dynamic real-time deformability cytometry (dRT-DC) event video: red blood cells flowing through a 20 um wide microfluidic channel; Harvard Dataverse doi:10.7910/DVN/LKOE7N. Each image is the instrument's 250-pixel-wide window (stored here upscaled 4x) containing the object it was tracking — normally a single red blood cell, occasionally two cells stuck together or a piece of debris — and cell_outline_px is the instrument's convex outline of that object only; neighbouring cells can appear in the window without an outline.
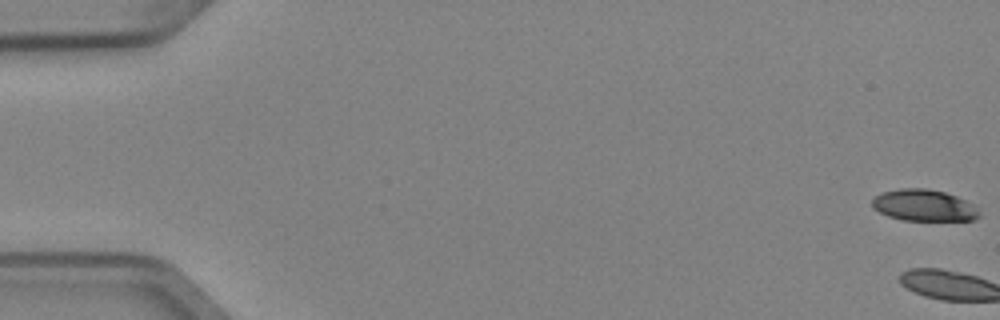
{"species": "Egyptian fruit bat (a non-hibernating species)", "species_latin": "Rousettus aegyptiacus", "temperature_condition": "cold", "stored_images_in_passage": 3, "camera_frame_rate_fps": 3000, "um_per_image_px": 0.085, "animal": {"sex": "female"}, "frame": {"image": 1, "passage_image": 1, "time_ms": 0.0, "image_size_px": [1000, 320], "cell_outline_px": [[980, 216], [976, 220], [904, 220], [888, 216], [872, 208], [872, 200], [876, 196], [884, 192], [900, 188], [928, 188], [944, 192], [956, 196], [972, 204], [980, 212]], "centroid_in_image_um": [78.54, 17.45], "position_along_channel_um": 6.5, "area_um2": 19.59}}